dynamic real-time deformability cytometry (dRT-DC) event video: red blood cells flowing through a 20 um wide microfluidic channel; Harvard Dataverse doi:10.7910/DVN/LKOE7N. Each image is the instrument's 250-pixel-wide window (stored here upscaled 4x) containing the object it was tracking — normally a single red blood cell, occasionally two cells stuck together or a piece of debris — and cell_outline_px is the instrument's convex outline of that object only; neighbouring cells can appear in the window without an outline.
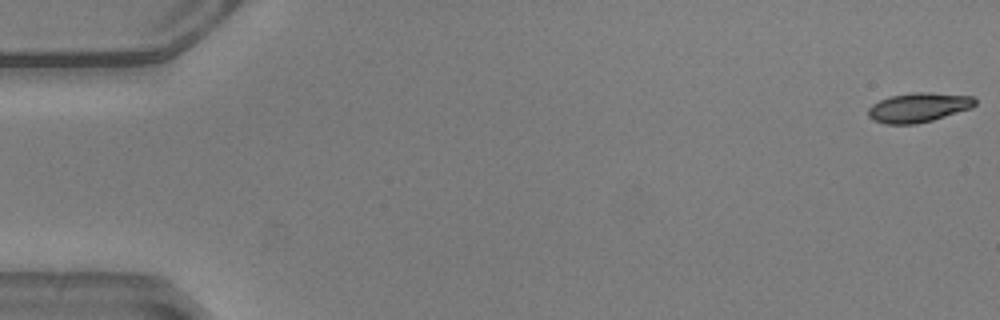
{"species": "common noctule bat (a hibernating species)", "species_latin": "Nyctalus noctula", "temperature_condition": "warm", "stored_images_in_passage": 10, "camera_frame_rate_fps": 3000, "um_per_image_px": 0.085, "animal": {"sex": "male", "body_mass_g": 20.5, "forearm_length_mm": 52.5}, "frame": {"image": 1, "passage_image": 1, "time_ms": 0.0, "image_size_px": [1000, 320], "cell_outline_px": [[976, 104], [972, 108], [932, 120], [916, 124], [888, 124], [872, 120], [868, 116], [868, 108], [872, 104], [888, 96], [912, 92], [932, 92], [972, 96], [976, 100]], "centroid_in_image_um": [78.06, 9.12], "position_along_channel_um": 6.9, "area_um2": 18.5}}